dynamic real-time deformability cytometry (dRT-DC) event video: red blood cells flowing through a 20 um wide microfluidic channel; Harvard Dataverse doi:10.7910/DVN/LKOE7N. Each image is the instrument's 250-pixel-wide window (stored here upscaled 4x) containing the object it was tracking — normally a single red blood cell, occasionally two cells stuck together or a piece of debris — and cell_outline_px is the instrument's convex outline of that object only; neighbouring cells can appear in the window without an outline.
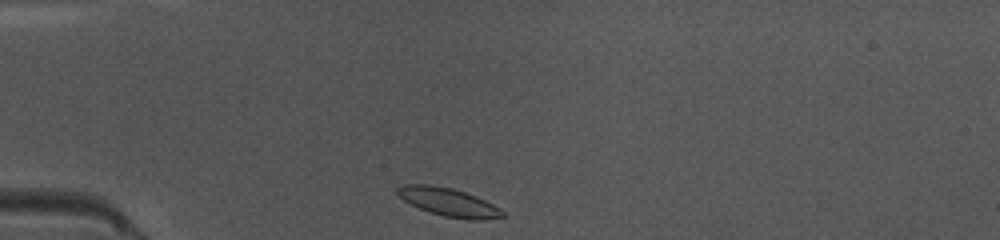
{"species": "common noctule bat (a hibernating species)", "species_latin": "Nyctalus noctula", "temperature_condition": "warm", "stored_images_in_passage": 37, "camera_frame_rate_fps": 3000, "um_per_image_px": 0.085, "animal": {"sex": "female", "body_mass_g": 10.0, "forearm_length_mm": 53.1}, "frame": {"image": 1, "passage_image": 1, "time_ms": 0.0, "image_size_px": [1000, 240], "cell_outline_px": [[504, 216], [480, 220], [468, 220], [444, 216], [420, 208], [404, 200], [396, 192], [396, 188], [404, 184], [428, 184], [452, 188], [476, 196], [500, 208], [504, 212]], "centroid_in_image_um": [38.13, 17.17], "position_along_channel_um": 46.9, "area_um2": 17.05}}
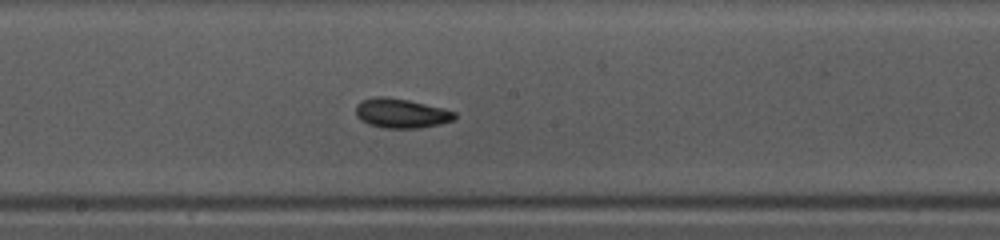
{"frame": {"image": 2, "passage_image": 15, "time_ms": 4.667, "image_size_px": [1000, 240], "cell_outline_px": [[456, 116], [452, 120], [440, 124], [420, 128], [384, 128], [368, 124], [360, 120], [356, 116], [356, 104], [360, 100], [372, 96], [384, 96], [408, 100], [444, 108], [456, 112]], "centroid_in_image_um": [34.06, 9.62], "position_along_channel_um": 214.1, "area_um2": 17.17}}
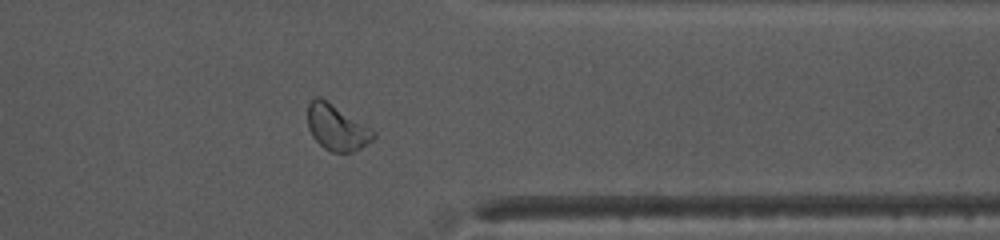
{"frame": {"image": 3, "passage_image": 28, "time_ms": 9.0, "image_size_px": [1000, 240], "cell_outline_px": [[376, 136], [372, 140], [360, 148], [352, 152], [332, 152], [324, 148], [312, 136], [308, 128], [308, 104], [316, 96], [320, 96], [376, 132]], "centroid_in_image_um": [28.6, 10.84], "position_along_channel_um": 382.8, "area_um2": 17.22}, "authors_computed_cell_mechanics": {"area_um2": 17.051, "velocity_mm_per_s": 4.0141, "shape_relaxation_time_tau1_ms": 3.7371, "shape_relaxation_time_tau2_ms": 9.8889, "deformation_change_tau1": 0.1088, "deformation_change_tau2": 0.1465}}